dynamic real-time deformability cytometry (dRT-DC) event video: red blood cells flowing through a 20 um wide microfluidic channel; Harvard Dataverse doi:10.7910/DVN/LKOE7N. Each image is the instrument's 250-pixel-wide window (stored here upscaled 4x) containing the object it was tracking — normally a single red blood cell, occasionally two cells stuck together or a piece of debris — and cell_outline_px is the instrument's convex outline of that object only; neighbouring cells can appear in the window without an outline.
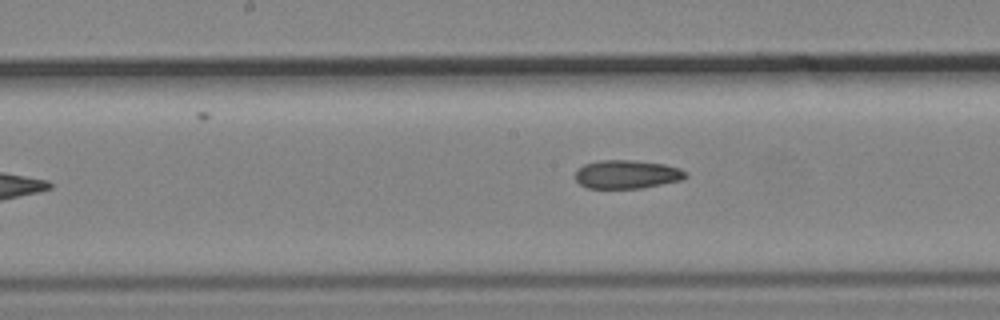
{"species": "common noctule bat (a hibernating species)", "species_latin": "Nyctalus noctula", "temperature_condition": "cold", "stored_images_in_passage": 9, "camera_frame_rate_fps": 3000, "um_per_image_px": 0.085, "animal": {"sex": "male", "body_mass_g": 19.2, "forearm_length_mm": 51.8}, "frame": {"image": 1, "passage_image": 9, "time_ms": 10.0, "image_size_px": [1000, 320], "cell_outline_px": [[688, 176], [680, 180], [640, 188], [588, 188], [580, 184], [576, 180], [576, 168], [584, 164], [600, 160], [632, 160], [664, 164], [680, 168], [688, 172]], "centroid_in_image_um": [53.28, 14.81], "position_along_channel_um": 194.9, "area_um2": 18.32}}